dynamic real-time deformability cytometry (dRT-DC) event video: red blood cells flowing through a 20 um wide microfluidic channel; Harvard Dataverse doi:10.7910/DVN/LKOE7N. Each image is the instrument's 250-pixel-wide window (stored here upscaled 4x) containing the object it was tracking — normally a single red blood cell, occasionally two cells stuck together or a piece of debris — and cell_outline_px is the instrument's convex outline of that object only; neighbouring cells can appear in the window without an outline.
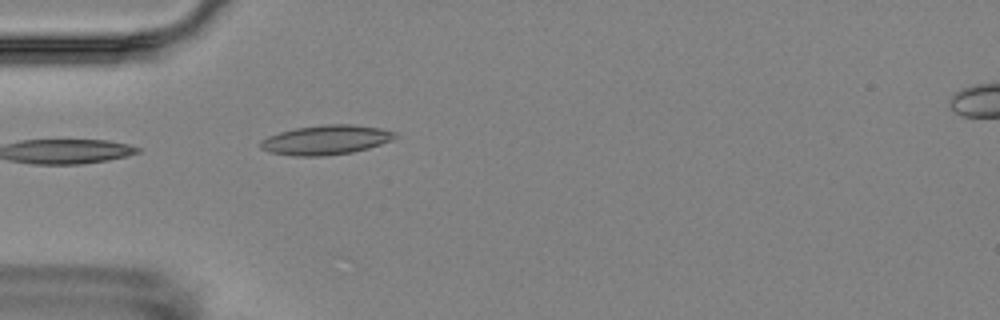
{"species": "Egyptian fruit bat (a non-hibernating species)", "species_latin": "Rousettus aegyptiacus", "temperature_condition": "room temperature", "stored_images_in_passage": 1, "camera_frame_rate_fps": 3000, "um_per_image_px": 0.085, "animal": {"sex": "female"}, "frame": {"image": 1, "passage_image": 1, "time_ms": 0.0, "image_size_px": [1000, 320], "cell_outline_px": [[400, 136], [392, 140], [368, 148], [352, 152], [324, 156], [296, 156], [268, 152], [260, 148], [260, 140], [268, 136], [280, 132], [296, 128], [324, 124], [352, 124], [380, 128], [396, 132]], "centroid_in_image_um": [27.71, 11.89], "position_along_channel_um": 57.3, "area_um2": 23.24}}